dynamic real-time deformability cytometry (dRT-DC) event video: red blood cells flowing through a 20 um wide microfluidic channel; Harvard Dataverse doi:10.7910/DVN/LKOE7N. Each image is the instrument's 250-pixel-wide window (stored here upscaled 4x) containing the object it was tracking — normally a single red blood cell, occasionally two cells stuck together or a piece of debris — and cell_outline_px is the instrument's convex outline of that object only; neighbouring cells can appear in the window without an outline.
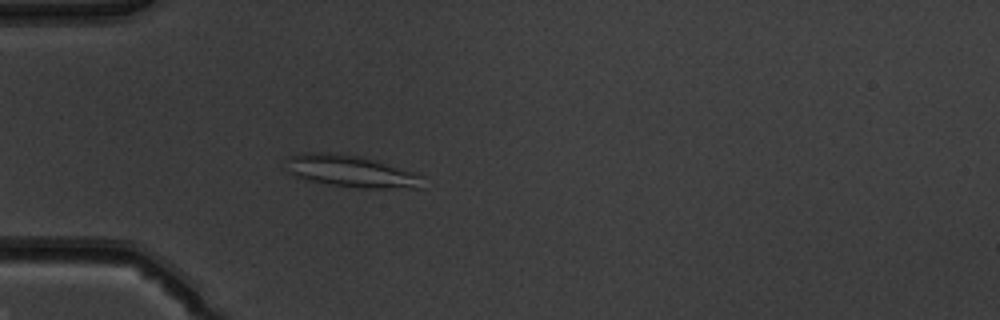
{"species": "common noctule bat (a hibernating species)", "species_latin": "Nyctalus noctula", "temperature_condition": "warm", "stored_images_in_passage": 49, "camera_frame_rate_fps": 3000, "um_per_image_px": 0.085, "animal": {"sex": "male", "body_mass_g": 19.5, "forearm_length_mm": 54.6}, "frame": {"image": 1, "passage_image": 14, "time_ms": 4.333, "image_size_px": [1000, 320], "cell_outline_px": [[424, 188], [356, 188], [328, 184], [304, 180], [288, 172], [288, 156], [296, 152], [340, 152], [364, 156], [424, 176]], "centroid_in_image_um": [29.83, 14.54], "position_along_channel_um": 55.2, "area_um2": 26.01}}
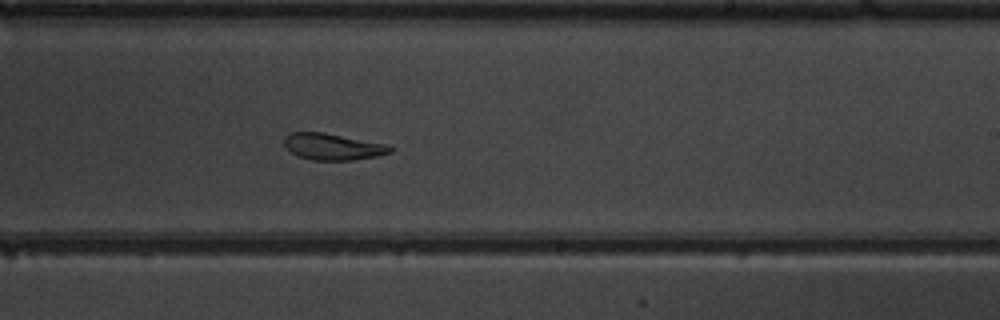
{"frame": {"image": 2, "passage_image": 30, "time_ms": 9.667, "image_size_px": [1000, 320], "cell_outline_px": [[392, 152], [376, 156], [352, 160], [312, 160], [296, 156], [284, 144], [284, 136], [292, 132], [324, 132], [388, 144], [392, 148]], "centroid_in_image_um": [28.28, 12.46], "position_along_channel_um": 260.7, "area_um2": 16.42}}
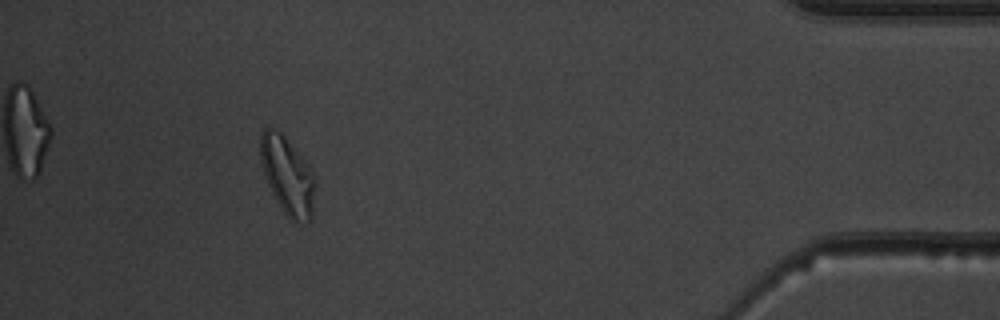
{"frame": {"image": 3, "passage_image": 45, "time_ms": 14.667, "image_size_px": [1000, 320], "cell_outline_px": [[316, 184], [312, 220], [308, 224], [296, 224], [284, 212], [276, 200], [268, 184], [260, 160], [260, 132], [264, 128], [272, 124], [284, 136], [308, 164], [316, 176]], "centroid_in_image_um": [24.46, 14.94], "position_along_channel_um": 410.7, "area_um2": 25.37}, "authors_computed_cell_mechanics": {"area_um2": 20.9236, "velocity_mm_per_s": 4.0316, "shape_relaxation_time_tau1_ms": null, "shape_relaxation_time_tau2_ms": 3.1717, "deformation_change_tau1": null, "deformation_change_tau2": 0.0796}}